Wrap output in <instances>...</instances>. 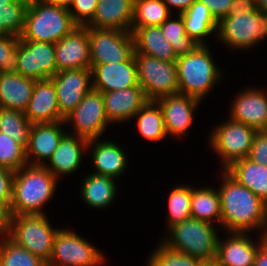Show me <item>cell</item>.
<instances>
[{"label":"cell","instance_id":"1","mask_svg":"<svg viewBox=\"0 0 267 266\" xmlns=\"http://www.w3.org/2000/svg\"><path fill=\"white\" fill-rule=\"evenodd\" d=\"M218 190L221 203V225L229 233H246L255 228L267 235V204L239 184L225 170Z\"/></svg>","mask_w":267,"mask_h":266},{"label":"cell","instance_id":"2","mask_svg":"<svg viewBox=\"0 0 267 266\" xmlns=\"http://www.w3.org/2000/svg\"><path fill=\"white\" fill-rule=\"evenodd\" d=\"M57 179L44 165H25L15 171L11 216L44 214L41 208L52 198Z\"/></svg>","mask_w":267,"mask_h":266},{"label":"cell","instance_id":"3","mask_svg":"<svg viewBox=\"0 0 267 266\" xmlns=\"http://www.w3.org/2000/svg\"><path fill=\"white\" fill-rule=\"evenodd\" d=\"M216 35L229 47L251 48L267 37V16L253 0H234L230 14L218 22Z\"/></svg>","mask_w":267,"mask_h":266},{"label":"cell","instance_id":"4","mask_svg":"<svg viewBox=\"0 0 267 266\" xmlns=\"http://www.w3.org/2000/svg\"><path fill=\"white\" fill-rule=\"evenodd\" d=\"M76 27L68 9L34 0L27 5L20 40L57 43Z\"/></svg>","mask_w":267,"mask_h":266},{"label":"cell","instance_id":"5","mask_svg":"<svg viewBox=\"0 0 267 266\" xmlns=\"http://www.w3.org/2000/svg\"><path fill=\"white\" fill-rule=\"evenodd\" d=\"M213 226V223L189 218L169 227L170 237L162 243L172 250L212 265L216 260L219 237Z\"/></svg>","mask_w":267,"mask_h":266},{"label":"cell","instance_id":"6","mask_svg":"<svg viewBox=\"0 0 267 266\" xmlns=\"http://www.w3.org/2000/svg\"><path fill=\"white\" fill-rule=\"evenodd\" d=\"M175 63L179 94L200 101L221 77L206 44H199L192 52L179 56Z\"/></svg>","mask_w":267,"mask_h":266},{"label":"cell","instance_id":"7","mask_svg":"<svg viewBox=\"0 0 267 266\" xmlns=\"http://www.w3.org/2000/svg\"><path fill=\"white\" fill-rule=\"evenodd\" d=\"M60 229L50 226L45 214L11 216L8 238L48 263Z\"/></svg>","mask_w":267,"mask_h":266},{"label":"cell","instance_id":"8","mask_svg":"<svg viewBox=\"0 0 267 266\" xmlns=\"http://www.w3.org/2000/svg\"><path fill=\"white\" fill-rule=\"evenodd\" d=\"M134 55L138 82L149 101L179 93L175 62L160 60L145 54Z\"/></svg>","mask_w":267,"mask_h":266},{"label":"cell","instance_id":"9","mask_svg":"<svg viewBox=\"0 0 267 266\" xmlns=\"http://www.w3.org/2000/svg\"><path fill=\"white\" fill-rule=\"evenodd\" d=\"M220 124L210 135L213 150L222 158L224 170L235 161L248 158L256 130L232 119Z\"/></svg>","mask_w":267,"mask_h":266},{"label":"cell","instance_id":"10","mask_svg":"<svg viewBox=\"0 0 267 266\" xmlns=\"http://www.w3.org/2000/svg\"><path fill=\"white\" fill-rule=\"evenodd\" d=\"M91 68L96 64L120 63L135 52L131 31L89 27Z\"/></svg>","mask_w":267,"mask_h":266},{"label":"cell","instance_id":"11","mask_svg":"<svg viewBox=\"0 0 267 266\" xmlns=\"http://www.w3.org/2000/svg\"><path fill=\"white\" fill-rule=\"evenodd\" d=\"M104 257L93 245L71 230H59L49 266H99Z\"/></svg>","mask_w":267,"mask_h":266},{"label":"cell","instance_id":"12","mask_svg":"<svg viewBox=\"0 0 267 266\" xmlns=\"http://www.w3.org/2000/svg\"><path fill=\"white\" fill-rule=\"evenodd\" d=\"M64 122L74 124L76 136L87 141L97 140L111 124L105 114L103 95L91 90L65 118Z\"/></svg>","mask_w":267,"mask_h":266},{"label":"cell","instance_id":"13","mask_svg":"<svg viewBox=\"0 0 267 266\" xmlns=\"http://www.w3.org/2000/svg\"><path fill=\"white\" fill-rule=\"evenodd\" d=\"M14 72L33 80L51 78L56 73L55 43L19 40Z\"/></svg>","mask_w":267,"mask_h":266},{"label":"cell","instance_id":"14","mask_svg":"<svg viewBox=\"0 0 267 266\" xmlns=\"http://www.w3.org/2000/svg\"><path fill=\"white\" fill-rule=\"evenodd\" d=\"M50 79L57 92L60 121H64L85 95L93 89L91 68L63 70L55 73Z\"/></svg>","mask_w":267,"mask_h":266},{"label":"cell","instance_id":"15","mask_svg":"<svg viewBox=\"0 0 267 266\" xmlns=\"http://www.w3.org/2000/svg\"><path fill=\"white\" fill-rule=\"evenodd\" d=\"M56 73L91 68L89 27L78 26L55 43Z\"/></svg>","mask_w":267,"mask_h":266},{"label":"cell","instance_id":"16","mask_svg":"<svg viewBox=\"0 0 267 266\" xmlns=\"http://www.w3.org/2000/svg\"><path fill=\"white\" fill-rule=\"evenodd\" d=\"M91 72L92 88L101 93L140 86L134 54L124 62L96 64Z\"/></svg>","mask_w":267,"mask_h":266},{"label":"cell","instance_id":"17","mask_svg":"<svg viewBox=\"0 0 267 266\" xmlns=\"http://www.w3.org/2000/svg\"><path fill=\"white\" fill-rule=\"evenodd\" d=\"M64 121L53 123H35L31 125L28 144L26 147V158L28 165H44L43 160H49L61 139L67 134L61 128ZM35 160L30 162L31 157ZM34 155V156H33Z\"/></svg>","mask_w":267,"mask_h":266},{"label":"cell","instance_id":"18","mask_svg":"<svg viewBox=\"0 0 267 266\" xmlns=\"http://www.w3.org/2000/svg\"><path fill=\"white\" fill-rule=\"evenodd\" d=\"M156 102L162 109L167 134L179 136L190 128L200 100L178 93L161 97Z\"/></svg>","mask_w":267,"mask_h":266},{"label":"cell","instance_id":"19","mask_svg":"<svg viewBox=\"0 0 267 266\" xmlns=\"http://www.w3.org/2000/svg\"><path fill=\"white\" fill-rule=\"evenodd\" d=\"M225 241L218 238L214 266H253L258 248L267 240L261 235L259 244H254L246 233H229Z\"/></svg>","mask_w":267,"mask_h":266},{"label":"cell","instance_id":"20","mask_svg":"<svg viewBox=\"0 0 267 266\" xmlns=\"http://www.w3.org/2000/svg\"><path fill=\"white\" fill-rule=\"evenodd\" d=\"M230 119L246 124L256 131L267 130V94L256 88L237 95L231 107Z\"/></svg>","mask_w":267,"mask_h":266},{"label":"cell","instance_id":"21","mask_svg":"<svg viewBox=\"0 0 267 266\" xmlns=\"http://www.w3.org/2000/svg\"><path fill=\"white\" fill-rule=\"evenodd\" d=\"M24 115L32 123H53L60 121L57 92L53 81L37 80Z\"/></svg>","mask_w":267,"mask_h":266},{"label":"cell","instance_id":"22","mask_svg":"<svg viewBox=\"0 0 267 266\" xmlns=\"http://www.w3.org/2000/svg\"><path fill=\"white\" fill-rule=\"evenodd\" d=\"M108 121L121 122L134 115L149 101L141 86H133L102 93Z\"/></svg>","mask_w":267,"mask_h":266},{"label":"cell","instance_id":"23","mask_svg":"<svg viewBox=\"0 0 267 266\" xmlns=\"http://www.w3.org/2000/svg\"><path fill=\"white\" fill-rule=\"evenodd\" d=\"M134 0H98L97 9L86 27L131 31Z\"/></svg>","mask_w":267,"mask_h":266},{"label":"cell","instance_id":"24","mask_svg":"<svg viewBox=\"0 0 267 266\" xmlns=\"http://www.w3.org/2000/svg\"><path fill=\"white\" fill-rule=\"evenodd\" d=\"M35 81L14 71L0 72V108L24 112L32 96Z\"/></svg>","mask_w":267,"mask_h":266},{"label":"cell","instance_id":"25","mask_svg":"<svg viewBox=\"0 0 267 266\" xmlns=\"http://www.w3.org/2000/svg\"><path fill=\"white\" fill-rule=\"evenodd\" d=\"M88 141L73 134H66L49 159V164L44 166L57 178L60 174L75 172L82 161V154Z\"/></svg>","mask_w":267,"mask_h":266},{"label":"cell","instance_id":"26","mask_svg":"<svg viewBox=\"0 0 267 266\" xmlns=\"http://www.w3.org/2000/svg\"><path fill=\"white\" fill-rule=\"evenodd\" d=\"M134 54H145L168 62H176L172 45L165 39L160 26L131 28Z\"/></svg>","mask_w":267,"mask_h":266},{"label":"cell","instance_id":"27","mask_svg":"<svg viewBox=\"0 0 267 266\" xmlns=\"http://www.w3.org/2000/svg\"><path fill=\"white\" fill-rule=\"evenodd\" d=\"M225 171L267 204V166L244 158L232 163Z\"/></svg>","mask_w":267,"mask_h":266},{"label":"cell","instance_id":"28","mask_svg":"<svg viewBox=\"0 0 267 266\" xmlns=\"http://www.w3.org/2000/svg\"><path fill=\"white\" fill-rule=\"evenodd\" d=\"M97 140L88 141L87 147L94 146L92 149L93 165L96 174H101L110 178H117L123 174L127 166V159L124 151L113 142H98ZM97 141V142H96Z\"/></svg>","mask_w":267,"mask_h":266},{"label":"cell","instance_id":"29","mask_svg":"<svg viewBox=\"0 0 267 266\" xmlns=\"http://www.w3.org/2000/svg\"><path fill=\"white\" fill-rule=\"evenodd\" d=\"M185 23V32L197 43L205 44L202 38L218 29V22L211 15L208 7L199 0L181 14Z\"/></svg>","mask_w":267,"mask_h":266},{"label":"cell","instance_id":"30","mask_svg":"<svg viewBox=\"0 0 267 266\" xmlns=\"http://www.w3.org/2000/svg\"><path fill=\"white\" fill-rule=\"evenodd\" d=\"M115 179L92 173L82 185V197L84 202L94 208H104L111 205L116 197Z\"/></svg>","mask_w":267,"mask_h":266},{"label":"cell","instance_id":"31","mask_svg":"<svg viewBox=\"0 0 267 266\" xmlns=\"http://www.w3.org/2000/svg\"><path fill=\"white\" fill-rule=\"evenodd\" d=\"M191 218L207 221H218L221 225V203L218 190L202 188L191 190Z\"/></svg>","mask_w":267,"mask_h":266},{"label":"cell","instance_id":"32","mask_svg":"<svg viewBox=\"0 0 267 266\" xmlns=\"http://www.w3.org/2000/svg\"><path fill=\"white\" fill-rule=\"evenodd\" d=\"M138 131L147 140L157 141L166 137L163 112L156 101H148L135 115Z\"/></svg>","mask_w":267,"mask_h":266},{"label":"cell","instance_id":"33","mask_svg":"<svg viewBox=\"0 0 267 266\" xmlns=\"http://www.w3.org/2000/svg\"><path fill=\"white\" fill-rule=\"evenodd\" d=\"M169 16V9L162 0H134L131 28L160 26Z\"/></svg>","mask_w":267,"mask_h":266},{"label":"cell","instance_id":"34","mask_svg":"<svg viewBox=\"0 0 267 266\" xmlns=\"http://www.w3.org/2000/svg\"><path fill=\"white\" fill-rule=\"evenodd\" d=\"M31 125L32 123L24 115V112L0 108V132L25 148L28 144Z\"/></svg>","mask_w":267,"mask_h":266},{"label":"cell","instance_id":"35","mask_svg":"<svg viewBox=\"0 0 267 266\" xmlns=\"http://www.w3.org/2000/svg\"><path fill=\"white\" fill-rule=\"evenodd\" d=\"M165 39L172 45L177 57L192 52L198 45L192 37L185 32V23L182 15H178V20L167 19L161 25Z\"/></svg>","mask_w":267,"mask_h":266},{"label":"cell","instance_id":"36","mask_svg":"<svg viewBox=\"0 0 267 266\" xmlns=\"http://www.w3.org/2000/svg\"><path fill=\"white\" fill-rule=\"evenodd\" d=\"M38 256L15 244L8 237L0 243V266H45Z\"/></svg>","mask_w":267,"mask_h":266},{"label":"cell","instance_id":"37","mask_svg":"<svg viewBox=\"0 0 267 266\" xmlns=\"http://www.w3.org/2000/svg\"><path fill=\"white\" fill-rule=\"evenodd\" d=\"M191 190L190 186H177L170 192L169 209V227L191 218Z\"/></svg>","mask_w":267,"mask_h":266},{"label":"cell","instance_id":"38","mask_svg":"<svg viewBox=\"0 0 267 266\" xmlns=\"http://www.w3.org/2000/svg\"><path fill=\"white\" fill-rule=\"evenodd\" d=\"M203 260L172 250L163 243L152 253L148 266H207Z\"/></svg>","mask_w":267,"mask_h":266},{"label":"cell","instance_id":"39","mask_svg":"<svg viewBox=\"0 0 267 266\" xmlns=\"http://www.w3.org/2000/svg\"><path fill=\"white\" fill-rule=\"evenodd\" d=\"M28 165L26 148L0 132V167L18 171Z\"/></svg>","mask_w":267,"mask_h":266},{"label":"cell","instance_id":"40","mask_svg":"<svg viewBox=\"0 0 267 266\" xmlns=\"http://www.w3.org/2000/svg\"><path fill=\"white\" fill-rule=\"evenodd\" d=\"M26 8L27 4L18 0H12L8 7H1L0 25H3L11 35L20 37L24 27Z\"/></svg>","mask_w":267,"mask_h":266},{"label":"cell","instance_id":"41","mask_svg":"<svg viewBox=\"0 0 267 266\" xmlns=\"http://www.w3.org/2000/svg\"><path fill=\"white\" fill-rule=\"evenodd\" d=\"M20 37H0V72L13 71L17 65Z\"/></svg>","mask_w":267,"mask_h":266},{"label":"cell","instance_id":"42","mask_svg":"<svg viewBox=\"0 0 267 266\" xmlns=\"http://www.w3.org/2000/svg\"><path fill=\"white\" fill-rule=\"evenodd\" d=\"M98 0H74L69 12L78 26H86L94 17ZM72 9V10H71Z\"/></svg>","mask_w":267,"mask_h":266},{"label":"cell","instance_id":"43","mask_svg":"<svg viewBox=\"0 0 267 266\" xmlns=\"http://www.w3.org/2000/svg\"><path fill=\"white\" fill-rule=\"evenodd\" d=\"M248 159L267 166V130L256 132Z\"/></svg>","mask_w":267,"mask_h":266},{"label":"cell","instance_id":"44","mask_svg":"<svg viewBox=\"0 0 267 266\" xmlns=\"http://www.w3.org/2000/svg\"><path fill=\"white\" fill-rule=\"evenodd\" d=\"M14 171L0 167V203L10 209L12 200Z\"/></svg>","mask_w":267,"mask_h":266},{"label":"cell","instance_id":"45","mask_svg":"<svg viewBox=\"0 0 267 266\" xmlns=\"http://www.w3.org/2000/svg\"><path fill=\"white\" fill-rule=\"evenodd\" d=\"M204 3L211 15L219 22L222 18L228 16L231 12L234 0H199Z\"/></svg>","mask_w":267,"mask_h":266},{"label":"cell","instance_id":"46","mask_svg":"<svg viewBox=\"0 0 267 266\" xmlns=\"http://www.w3.org/2000/svg\"><path fill=\"white\" fill-rule=\"evenodd\" d=\"M11 213L10 209L5 205L0 203V235L8 236L10 230Z\"/></svg>","mask_w":267,"mask_h":266},{"label":"cell","instance_id":"47","mask_svg":"<svg viewBox=\"0 0 267 266\" xmlns=\"http://www.w3.org/2000/svg\"><path fill=\"white\" fill-rule=\"evenodd\" d=\"M169 8V6L179 9V14L184 13L190 6L195 2V0H162Z\"/></svg>","mask_w":267,"mask_h":266},{"label":"cell","instance_id":"48","mask_svg":"<svg viewBox=\"0 0 267 266\" xmlns=\"http://www.w3.org/2000/svg\"><path fill=\"white\" fill-rule=\"evenodd\" d=\"M253 266H267V240L258 248Z\"/></svg>","mask_w":267,"mask_h":266},{"label":"cell","instance_id":"49","mask_svg":"<svg viewBox=\"0 0 267 266\" xmlns=\"http://www.w3.org/2000/svg\"><path fill=\"white\" fill-rule=\"evenodd\" d=\"M45 1L50 4L56 5L58 7H62L69 10L74 0H45Z\"/></svg>","mask_w":267,"mask_h":266},{"label":"cell","instance_id":"50","mask_svg":"<svg viewBox=\"0 0 267 266\" xmlns=\"http://www.w3.org/2000/svg\"><path fill=\"white\" fill-rule=\"evenodd\" d=\"M256 8L267 16V0H256Z\"/></svg>","mask_w":267,"mask_h":266},{"label":"cell","instance_id":"51","mask_svg":"<svg viewBox=\"0 0 267 266\" xmlns=\"http://www.w3.org/2000/svg\"><path fill=\"white\" fill-rule=\"evenodd\" d=\"M11 35L3 25H0V37Z\"/></svg>","mask_w":267,"mask_h":266},{"label":"cell","instance_id":"52","mask_svg":"<svg viewBox=\"0 0 267 266\" xmlns=\"http://www.w3.org/2000/svg\"><path fill=\"white\" fill-rule=\"evenodd\" d=\"M12 0H0V8L1 7H8V4L11 2Z\"/></svg>","mask_w":267,"mask_h":266},{"label":"cell","instance_id":"53","mask_svg":"<svg viewBox=\"0 0 267 266\" xmlns=\"http://www.w3.org/2000/svg\"><path fill=\"white\" fill-rule=\"evenodd\" d=\"M18 1H22V2H24V3H26L28 5V4H30L34 0H18Z\"/></svg>","mask_w":267,"mask_h":266}]
</instances>
